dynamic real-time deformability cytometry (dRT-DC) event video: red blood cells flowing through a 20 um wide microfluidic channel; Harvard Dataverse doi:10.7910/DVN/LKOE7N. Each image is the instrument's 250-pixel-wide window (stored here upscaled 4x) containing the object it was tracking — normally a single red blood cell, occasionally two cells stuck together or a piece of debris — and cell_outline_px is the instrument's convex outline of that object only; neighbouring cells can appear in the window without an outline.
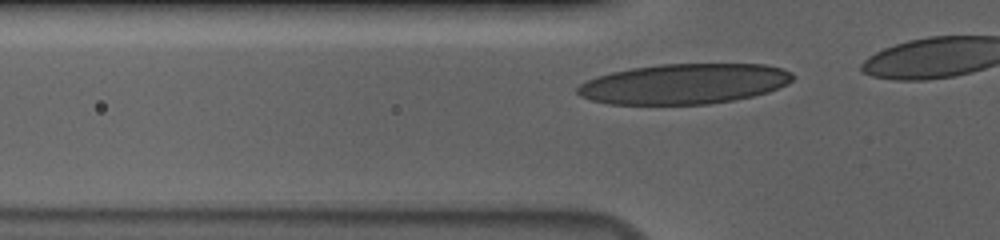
{"species": "human", "species_latin": "Homo sapiens", "temperature_condition": "cold", "stored_images_in_passage": 11, "camera_frame_rate_fps": 3000, "um_per_image_px": 0.085, "donor": {"sex": "male"}, "frame": {"image": 1, "passage_image": 5, "time_ms": 1.333, "image_size_px": [1000, 240], "cell_outline_px": [[796, 76], [788, 84], [768, 92], [752, 96], [732, 100], [708, 104], [608, 104], [592, 100], [580, 96], [576, 92], [576, 88], [580, 84], [596, 76], [612, 72], [632, 68], [660, 64], [764, 64], [780, 68], [792, 72]], "centroid_in_image_um": [58.16, 7.12], "position_along_channel_um": 67.6, "area_um2": 50.52}}
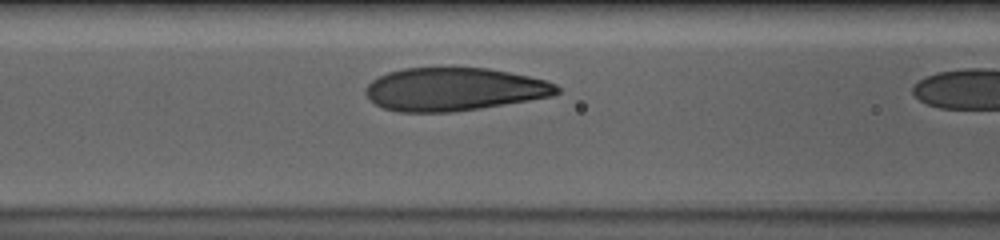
{"frame": {"image": 2, "passage_image": 10, "time_ms": 3.0, "image_size_px": [1000, 240], "cell_outline_px": [[560, 92], [552, 96], [480, 108], [452, 112], [400, 112], [384, 108], [376, 104], [364, 92], [364, 88], [372, 80], [388, 72], [404, 68], [488, 68], [528, 76], [544, 80], [556, 84], [560, 88]], "centroid_in_image_um": [38.58, 7.59], "position_along_channel_um": 128.0, "area_um2": 47.74}}